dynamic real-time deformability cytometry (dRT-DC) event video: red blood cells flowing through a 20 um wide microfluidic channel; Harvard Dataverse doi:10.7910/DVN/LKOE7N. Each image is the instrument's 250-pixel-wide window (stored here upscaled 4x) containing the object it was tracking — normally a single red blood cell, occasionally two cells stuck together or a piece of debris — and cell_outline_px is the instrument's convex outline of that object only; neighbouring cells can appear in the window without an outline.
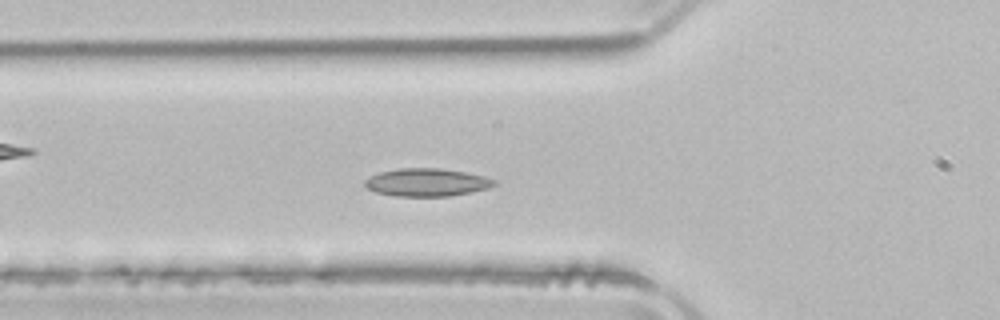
{"species": "common noctule bat (a hibernating species)", "species_latin": "Nyctalus noctula", "temperature_condition": "room temperature", "stored_images_in_passage": 47, "camera_frame_rate_fps": 3000, "um_per_image_px": 0.085, "animal": {"sex": "male", "body_mass_g": 21.5, "forearm_length_mm": 52.0}, "frame": {"image": 1, "passage_image": 12, "time_ms": 3.667, "image_size_px": [1000, 320], "cell_outline_px": [[496, 184], [488, 188], [472, 192], [448, 196], [396, 196], [376, 192], [368, 188], [364, 184], [364, 180], [380, 172], [400, 168], [440, 168], [464, 172], [484, 176], [496, 180]], "centroid_in_image_um": [36.29, 15.5], "position_along_channel_um": 89.5, "area_um2": 20.87}}
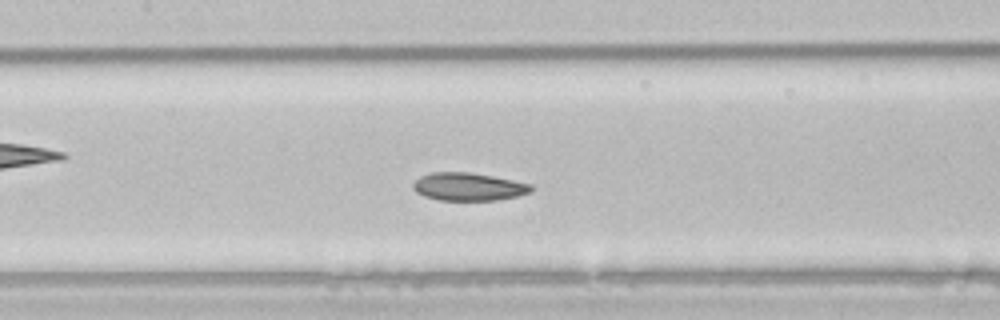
{"frame": {"image": 2, "passage_image": 18, "time_ms": 5.667, "image_size_px": [1000, 320], "cell_outline_px": [[532, 192], [516, 196], [496, 200], [440, 200], [424, 196], [416, 192], [412, 188], [412, 184], [420, 176], [432, 172], [472, 172], [532, 184]], "centroid_in_image_um": [39.8, 15.86], "position_along_channel_um": 167.6, "area_um2": 19.19}}
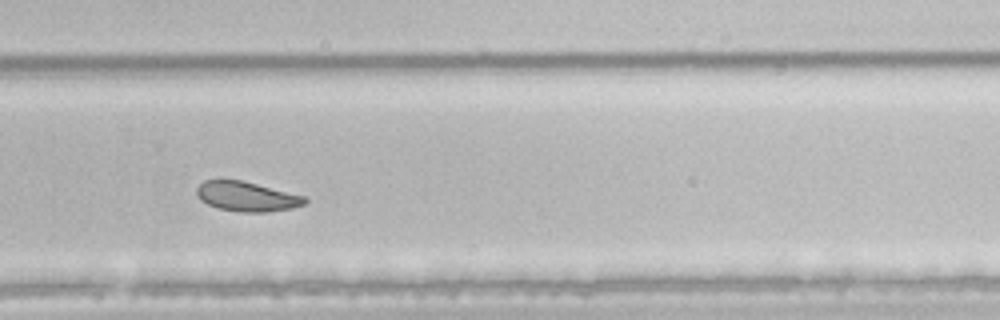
{"frame": {"image": 3, "passage_image": 29, "time_ms": 9.333, "image_size_px": [1000, 320], "cell_outline_px": [[308, 200], [304, 204], [292, 208], [268, 212], [240, 212], [220, 208], [208, 204], [200, 200], [196, 192], [196, 188], [204, 180], [216, 176], [220, 176], [240, 180], [308, 196]], "centroid_in_image_um": [20.95, 16.66], "position_along_channel_um": 308.9, "area_um2": 19.31}, "authors_computed_cell_mechanics": {"area_um2": 21.097, "velocity_mm_per_s": 3.8743, "shape_relaxation_time_tau1_ms": 4.2166, "shape_relaxation_time_tau2_ms": 5.0712, "deformation_change_tau1": 0.1042, "deformation_change_tau2": 0.0913}}